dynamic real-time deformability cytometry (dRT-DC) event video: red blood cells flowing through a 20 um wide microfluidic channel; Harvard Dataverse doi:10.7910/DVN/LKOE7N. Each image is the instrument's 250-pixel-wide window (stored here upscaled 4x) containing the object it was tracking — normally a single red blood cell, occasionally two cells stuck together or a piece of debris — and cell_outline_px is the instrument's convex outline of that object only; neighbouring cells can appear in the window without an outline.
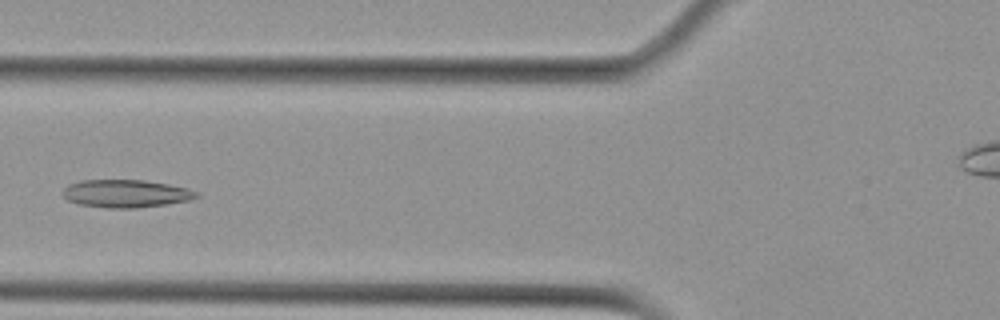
{"species": "Egyptian fruit bat (a non-hibernating species)", "species_latin": "Rousettus aegyptiacus", "temperature_condition": "cold", "stored_images_in_passage": 6, "camera_frame_rate_fps": 3000, "um_per_image_px": 0.085, "animal": {"sex": "female"}, "frame": {"image": 1, "passage_image": 6, "time_ms": 7.0, "image_size_px": [1000, 320], "cell_outline_px": [[200, 196], [188, 200], [164, 204], [136, 208], [108, 208], [80, 204], [68, 200], [64, 196], [64, 188], [68, 184], [84, 180], [144, 180], [168, 184], [200, 192]], "centroid_in_image_um": [10.71, 16.45], "position_along_channel_um": 115.1, "area_um2": 21.39}}